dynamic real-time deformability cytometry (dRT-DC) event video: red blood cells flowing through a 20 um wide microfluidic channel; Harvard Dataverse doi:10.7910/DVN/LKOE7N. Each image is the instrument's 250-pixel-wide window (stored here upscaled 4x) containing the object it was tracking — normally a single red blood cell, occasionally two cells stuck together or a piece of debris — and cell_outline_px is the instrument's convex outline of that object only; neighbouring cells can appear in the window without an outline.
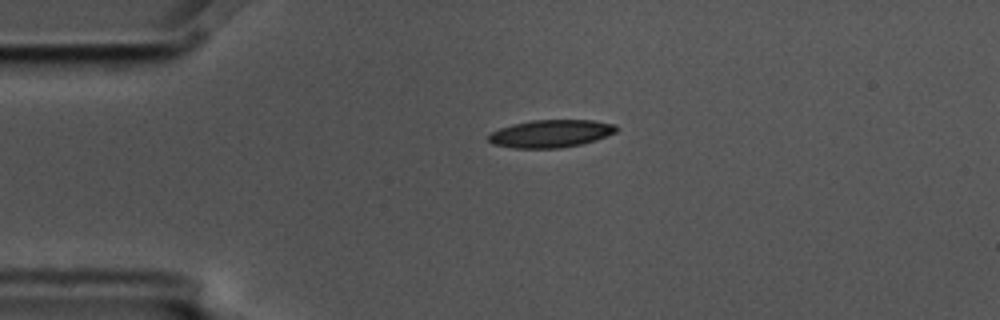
{"species": "common noctule bat (a hibernating species)", "species_latin": "Nyctalus noctula", "temperature_condition": "cold", "stored_images_in_passage": 2, "camera_frame_rate_fps": 3000, "um_per_image_px": 0.085, "animal": {"sex": "male", "body_mass_g": 17.5, "forearm_length_mm": 52.3}, "frame": {"image": 1, "passage_image": 1, "time_ms": 0.0, "image_size_px": [1000, 320], "cell_outline_px": [[620, 128], [616, 132], [596, 140], [580, 144], [560, 148], [512, 148], [492, 144], [488, 140], [488, 136], [492, 132], [500, 128], [512, 124], [532, 120], [592, 120], [616, 124]], "centroid_in_image_um": [46.83, 11.35], "position_along_channel_um": 38.2, "area_um2": 20.69}}